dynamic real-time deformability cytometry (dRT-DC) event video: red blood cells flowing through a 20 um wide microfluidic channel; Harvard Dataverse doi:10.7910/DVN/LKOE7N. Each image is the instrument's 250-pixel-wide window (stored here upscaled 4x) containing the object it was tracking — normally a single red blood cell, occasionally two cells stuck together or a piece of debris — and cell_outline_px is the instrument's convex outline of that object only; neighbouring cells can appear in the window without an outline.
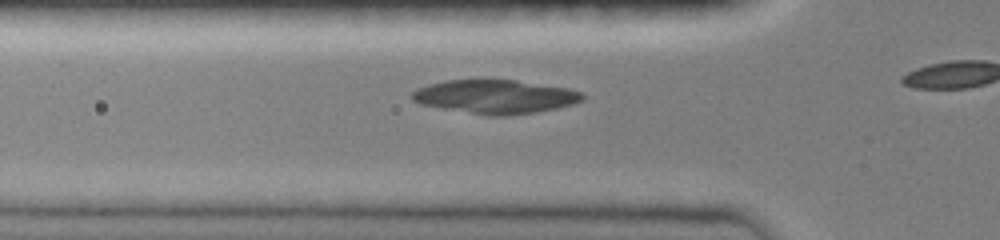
{"species": "common noctule bat (a hibernating species)", "species_latin": "Nyctalus noctula", "temperature_condition": "room temperature", "stored_images_in_passage": 14, "camera_frame_rate_fps": 3000, "um_per_image_px": 0.085, "animal": {"sex": "female", "body_mass_g": 19.0, "forearm_length_mm": 51.5}, "frame": {"image": 1, "passage_image": 12, "time_ms": 3.667, "image_size_px": [1000, 240], "cell_outline_px": [[584, 100], [572, 104], [556, 108], [536, 112], [508, 116], [488, 116], [420, 104], [412, 100], [408, 96], [416, 88], [428, 84], [444, 80], [516, 80], [568, 88], [584, 92]], "centroid_in_image_um": [42.08, 8.22], "position_along_channel_um": 83.7, "area_um2": 33.76}}